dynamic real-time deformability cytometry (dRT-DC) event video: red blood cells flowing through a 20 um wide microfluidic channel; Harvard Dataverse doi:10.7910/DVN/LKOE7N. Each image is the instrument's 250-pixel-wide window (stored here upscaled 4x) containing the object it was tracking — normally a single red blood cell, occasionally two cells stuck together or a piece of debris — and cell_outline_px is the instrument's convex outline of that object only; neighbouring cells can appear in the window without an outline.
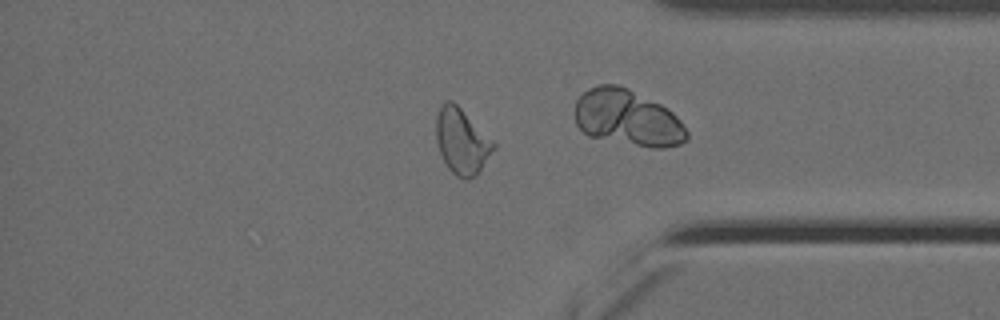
{"species": "Egyptian fruit bat (a non-hibernating species)", "species_latin": "Rousettus aegyptiacus", "temperature_condition": "cold", "stored_images_in_passage": 63, "camera_frame_rate_fps": 3000, "um_per_image_px": 0.085, "animal": {"sex": "female"}, "frame": {"image": 1, "passage_image": 54, "time_ms": 17.667, "image_size_px": [1000, 320], "cell_outline_px": [[496, 148], [480, 172], [476, 176], [468, 180], [464, 180], [456, 176], [448, 168], [440, 152], [436, 140], [436, 116], [440, 104], [444, 100], [452, 100], [496, 144]], "centroid_in_image_um": [39.25, 12.03], "position_along_channel_um": 396.0, "area_um2": 22.02}, "authors_computed_cell_mechanics": {"area_um2": 23.7558, "velocity_mm_per_s": 3.5073, "shape_relaxation_time_tau1_ms": null, "shape_relaxation_time_tau2_ms": 1.858, "deformation_change_tau1": null, "deformation_change_tau2": 0.0896}}